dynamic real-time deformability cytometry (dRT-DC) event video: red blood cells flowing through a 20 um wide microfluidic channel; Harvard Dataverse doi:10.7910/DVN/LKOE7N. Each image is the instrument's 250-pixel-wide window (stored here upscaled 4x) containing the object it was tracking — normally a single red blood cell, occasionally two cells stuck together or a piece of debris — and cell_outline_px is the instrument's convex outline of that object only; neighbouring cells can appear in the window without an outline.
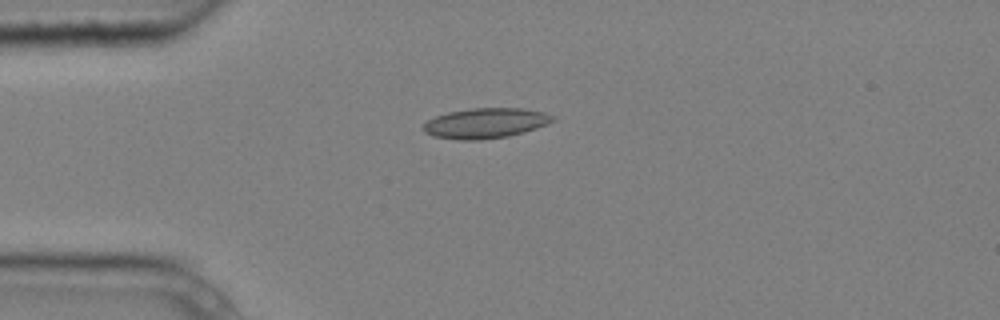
{"species": "common noctule bat (a hibernating species)", "species_latin": "Nyctalus noctula", "temperature_condition": "cold", "stored_images_in_passage": 4, "camera_frame_rate_fps": 3000, "um_per_image_px": 0.085, "animal": {"sex": "male", "body_mass_g": 20.4}, "frame": {"image": 1, "passage_image": 1, "time_ms": 0.0, "image_size_px": [1000, 320], "cell_outline_px": [[556, 120], [548, 124], [524, 132], [508, 136], [480, 140], [460, 140], [432, 136], [424, 132], [420, 128], [428, 120], [436, 116], [448, 112], [472, 108], [524, 108], [544, 112], [556, 116]], "centroid_in_image_um": [41.28, 10.47], "position_along_channel_um": 43.7, "area_um2": 23.0}}
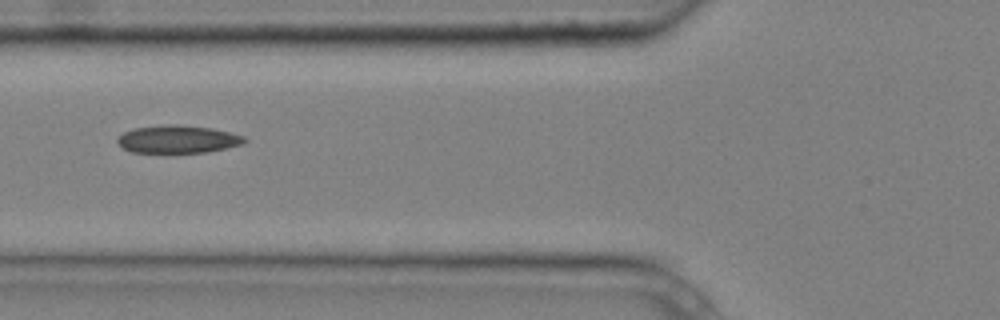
{"frame": {"image": 2, "passage_image": 3, "time_ms": 0.667, "image_size_px": [1000, 320], "cell_outline_px": [[248, 140], [244, 144], [204, 152], [132, 152], [124, 148], [116, 140], [124, 132], [132, 128], [164, 124], [176, 124], [212, 128], [244, 136]], "centroid_in_image_um": [15.12, 11.82], "position_along_channel_um": 110.7, "area_um2": 20.4}}
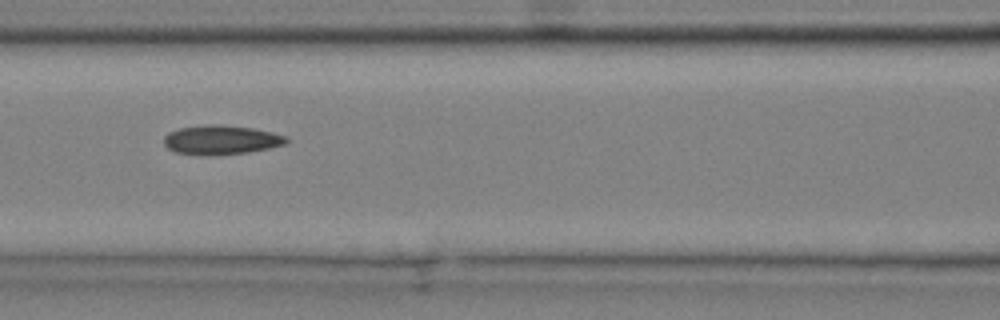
{"frame": {"image": 3, "passage_image": 4, "time_ms": 1.0, "image_size_px": [1000, 320], "cell_outline_px": [[288, 140], [284, 144], [268, 148], [248, 152], [208, 156], [176, 152], [168, 148], [164, 144], [164, 136], [168, 132], [180, 128], [208, 124], [220, 124], [252, 128], [272, 132], [288, 136]], "centroid_in_image_um": [18.78, 11.88], "position_along_channel_um": 147.8, "area_um2": 20.87}}